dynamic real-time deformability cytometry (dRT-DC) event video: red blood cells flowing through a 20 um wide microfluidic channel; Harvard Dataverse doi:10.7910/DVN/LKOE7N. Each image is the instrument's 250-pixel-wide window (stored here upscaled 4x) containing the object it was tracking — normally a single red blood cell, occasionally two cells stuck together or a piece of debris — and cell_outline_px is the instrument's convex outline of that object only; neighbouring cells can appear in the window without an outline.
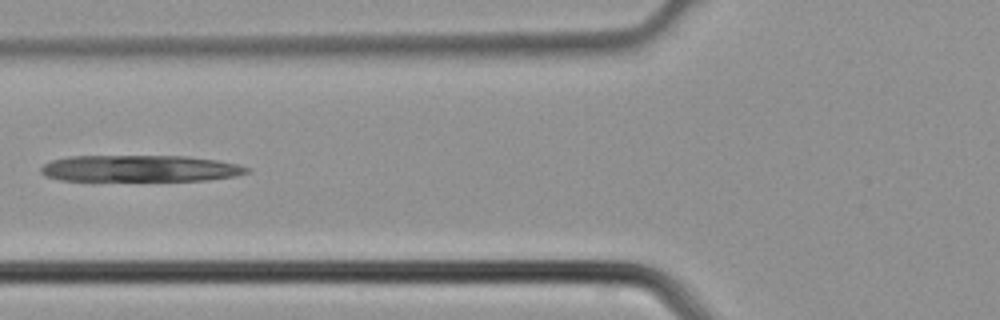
{"species": "common noctule bat (a hibernating species)", "species_latin": "Nyctalus noctula", "temperature_condition": "cold", "stored_images_in_passage": 4, "camera_frame_rate_fps": 3000, "um_per_image_px": 0.085, "animal": {"sex": "male", "body_mass_g": 21.5, "forearm_length_mm": 52.0}, "frame": {"image": 1, "passage_image": 4, "time_ms": 1.0, "image_size_px": [1000, 320], "cell_outline_px": [[252, 172], [236, 176], [208, 180], [60, 180], [44, 176], [40, 172], [40, 168], [44, 164], [52, 160], [68, 156], [188, 156], [216, 160], [240, 164], [252, 168]], "centroid_in_image_um": [11.95, 14.31], "position_along_channel_um": 113.9, "area_um2": 32.08}}